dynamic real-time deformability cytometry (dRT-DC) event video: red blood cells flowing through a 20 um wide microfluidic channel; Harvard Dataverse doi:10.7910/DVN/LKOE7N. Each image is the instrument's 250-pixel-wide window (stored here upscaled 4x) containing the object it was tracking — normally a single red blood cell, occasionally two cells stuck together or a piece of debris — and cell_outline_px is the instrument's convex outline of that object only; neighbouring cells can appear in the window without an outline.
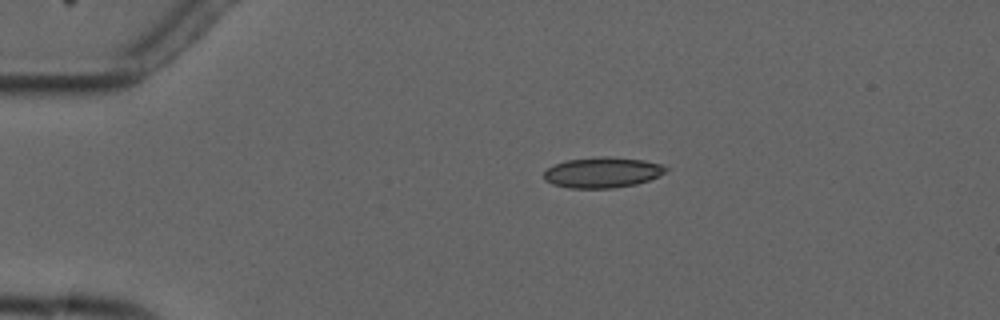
{"species": "common noctule bat (a hibernating species)", "species_latin": "Nyctalus noctula", "temperature_condition": "cold", "stored_images_in_passage": 7, "camera_frame_rate_fps": 3000, "um_per_image_px": 0.085, "animal": {"sex": "male", "forearm_length_mm": 52.5}, "frame": {"image": 1, "passage_image": 4, "time_ms": 3.667, "image_size_px": [1000, 320], "cell_outline_px": [[668, 168], [664, 172], [648, 180], [636, 184], [612, 188], [568, 188], [552, 184], [544, 180], [544, 172], [548, 168], [564, 160], [600, 156], [608, 156], [644, 160], [660, 164]], "centroid_in_image_um": [51.16, 14.65], "position_along_channel_um": 33.8, "area_um2": 21.68}}
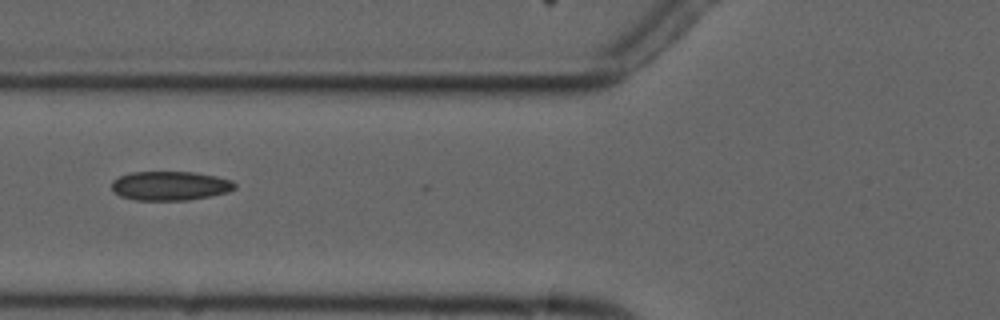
{"frame": {"image": 2, "passage_image": 7, "time_ms": 7.0, "image_size_px": [1000, 320], "cell_outline_px": [[236, 188], [228, 192], [212, 196], [188, 200], [136, 200], [120, 196], [112, 188], [112, 180], [128, 172], [196, 172], [216, 176], [232, 180], [236, 184]], "centroid_in_image_um": [14.49, 15.79], "position_along_channel_um": 111.3, "area_um2": 21.04}}